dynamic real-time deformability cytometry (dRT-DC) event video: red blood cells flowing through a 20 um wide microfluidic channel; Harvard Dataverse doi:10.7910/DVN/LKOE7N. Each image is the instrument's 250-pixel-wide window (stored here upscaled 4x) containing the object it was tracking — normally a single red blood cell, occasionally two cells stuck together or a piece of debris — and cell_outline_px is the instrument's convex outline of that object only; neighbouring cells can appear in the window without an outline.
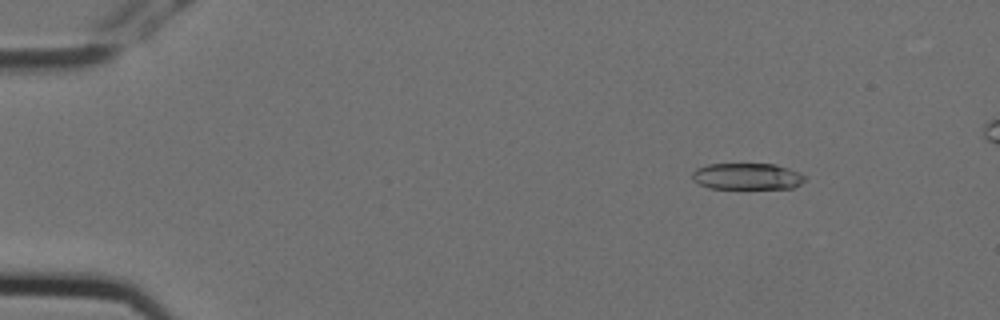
{"species": "Egyptian fruit bat (a non-hibernating species)", "species_latin": "Rousettus aegyptiacus", "temperature_condition": "cold", "stored_images_in_passage": 6, "camera_frame_rate_fps": 3000, "um_per_image_px": 0.085, "animal": {"sex": "female"}, "frame": {"image": 1, "passage_image": 3, "time_ms": 0.667, "image_size_px": [1000, 320], "cell_outline_px": [[804, 180], [800, 184], [792, 188], [708, 188], [696, 184], [692, 180], [692, 172], [696, 168], [708, 164], [776, 164], [800, 172], [804, 176]], "centroid_in_image_um": [63.45, 14.99], "position_along_channel_um": 21.5, "area_um2": 17.46}}